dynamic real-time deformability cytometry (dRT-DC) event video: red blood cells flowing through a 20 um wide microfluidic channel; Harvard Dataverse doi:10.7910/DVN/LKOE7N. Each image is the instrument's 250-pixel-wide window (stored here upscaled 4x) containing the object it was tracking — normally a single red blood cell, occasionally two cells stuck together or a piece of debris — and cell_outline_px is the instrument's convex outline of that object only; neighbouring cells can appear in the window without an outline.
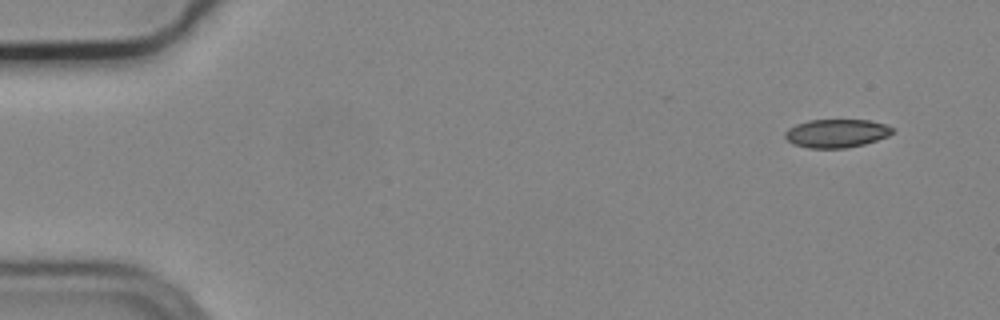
{"species": "common noctule bat (a hibernating species)", "species_latin": "Nyctalus noctula", "temperature_condition": "cold", "stored_images_in_passage": 10, "camera_frame_rate_fps": 3000, "um_per_image_px": 0.085, "animal": {"sex": "male", "body_mass_g": 19.2, "forearm_length_mm": 51.8}, "frame": {"image": 1, "passage_image": 1, "time_ms": 0.0, "image_size_px": [1000, 320], "cell_outline_px": [[892, 132], [888, 136], [864, 144], [844, 148], [808, 148], [792, 144], [784, 136], [784, 132], [788, 128], [796, 124], [808, 120], [868, 120], [884, 124], [892, 128]], "centroid_in_image_um": [71.05, 11.33], "position_along_channel_um": 14.0, "area_um2": 17.69}}
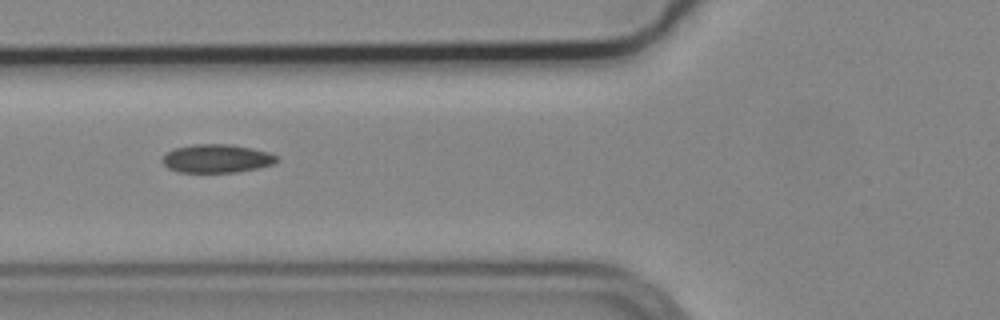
{"frame": {"image": 2, "passage_image": 5, "time_ms": 1.333, "image_size_px": [1000, 320], "cell_outline_px": [[280, 160], [272, 164], [256, 168], [236, 172], [176, 172], [168, 168], [160, 160], [172, 148], [192, 144], [232, 144], [252, 148], [268, 152], [276, 156]], "centroid_in_image_um": [18.39, 13.46], "position_along_channel_um": 107.4, "area_um2": 19.02}}
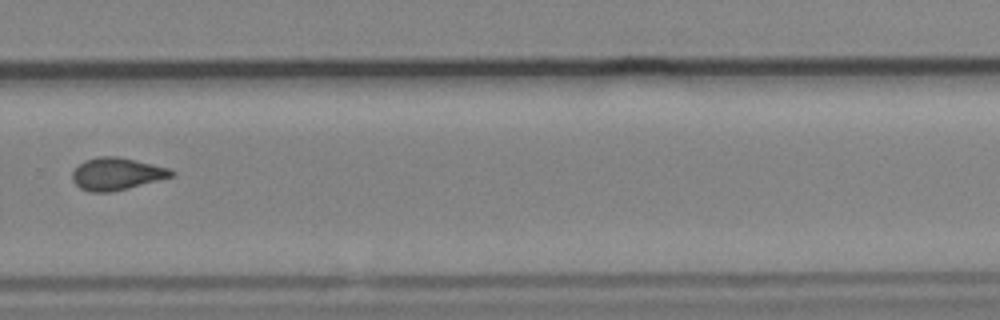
{"frame": {"image": 3, "passage_image": 10, "time_ms": 3.0, "image_size_px": [1000, 320], "cell_outline_px": [[176, 172], [172, 176], [128, 188], [112, 192], [92, 192], [80, 188], [72, 180], [72, 172], [84, 160], [100, 156], [116, 156], [136, 160], [168, 168]], "centroid_in_image_um": [9.89, 14.77], "position_along_channel_um": 319.9, "area_um2": 18.44}}